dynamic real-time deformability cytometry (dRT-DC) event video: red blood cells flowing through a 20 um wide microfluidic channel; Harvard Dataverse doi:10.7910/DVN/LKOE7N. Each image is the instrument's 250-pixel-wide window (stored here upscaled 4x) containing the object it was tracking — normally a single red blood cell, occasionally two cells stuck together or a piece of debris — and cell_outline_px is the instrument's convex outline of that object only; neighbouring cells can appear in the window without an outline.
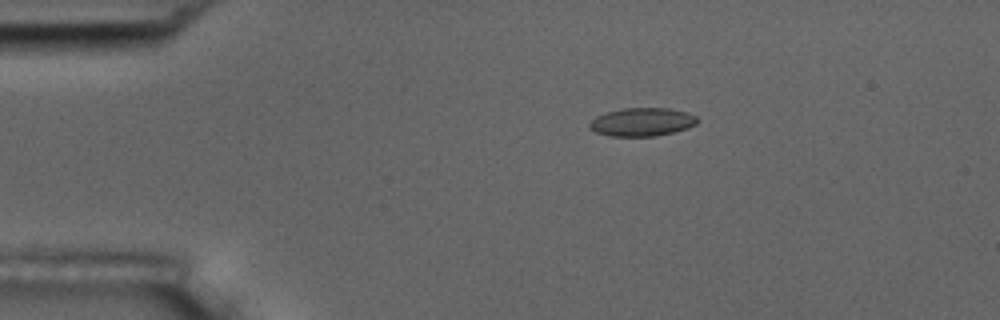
{"species": "common noctule bat (a hibernating species)", "species_latin": "Nyctalus noctula", "temperature_condition": "room temperature", "stored_images_in_passage": 5, "camera_frame_rate_fps": 3000, "um_per_image_px": 0.085, "animal": {"sex": "male", "body_mass_g": 17.5, "forearm_length_mm": 52.3}, "frame": {"image": 1, "passage_image": 3, "time_ms": 2.333, "image_size_px": [1000, 320], "cell_outline_px": [[696, 124], [688, 128], [656, 136], [608, 136], [596, 132], [588, 128], [588, 124], [596, 116], [608, 112], [624, 108], [668, 108], [684, 112], [696, 116]], "centroid_in_image_um": [54.53, 10.37], "position_along_channel_um": 30.5, "area_um2": 17.63}}